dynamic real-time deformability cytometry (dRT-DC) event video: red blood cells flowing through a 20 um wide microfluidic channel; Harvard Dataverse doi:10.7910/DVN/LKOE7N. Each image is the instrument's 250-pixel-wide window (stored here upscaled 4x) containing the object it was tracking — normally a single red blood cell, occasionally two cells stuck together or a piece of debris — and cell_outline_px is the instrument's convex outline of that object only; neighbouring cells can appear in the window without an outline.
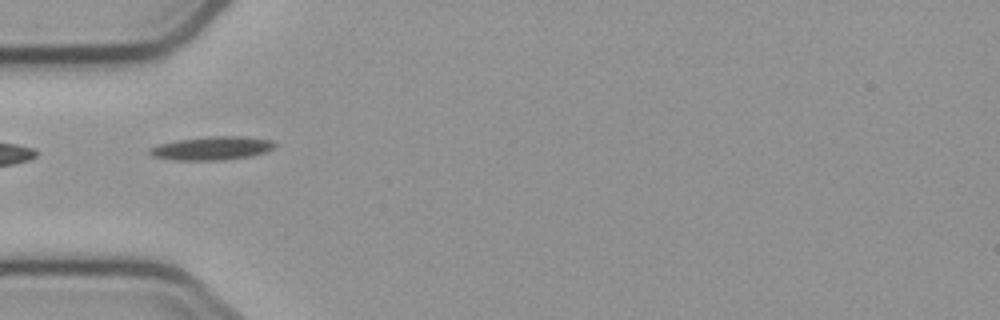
{"species": "common noctule bat (a hibernating species)", "species_latin": "Nyctalus noctula", "temperature_condition": "cold", "stored_images_in_passage": 6, "camera_frame_rate_fps": 3000, "um_per_image_px": 0.085, "animal": {"sex": "male", "body_mass_g": 23.1, "forearm_length_mm": 52.7}, "frame": {"image": 1, "passage_image": 4, "time_ms": 3.333, "image_size_px": [1000, 320], "cell_outline_px": [[276, 144], [272, 148], [264, 152], [252, 156], [224, 160], [172, 160], [152, 156], [148, 152], [148, 148], [160, 144], [176, 140], [212, 136], [240, 136], [272, 140]], "centroid_in_image_um": [17.98, 12.6], "position_along_channel_um": 67.0, "area_um2": 17.11}}
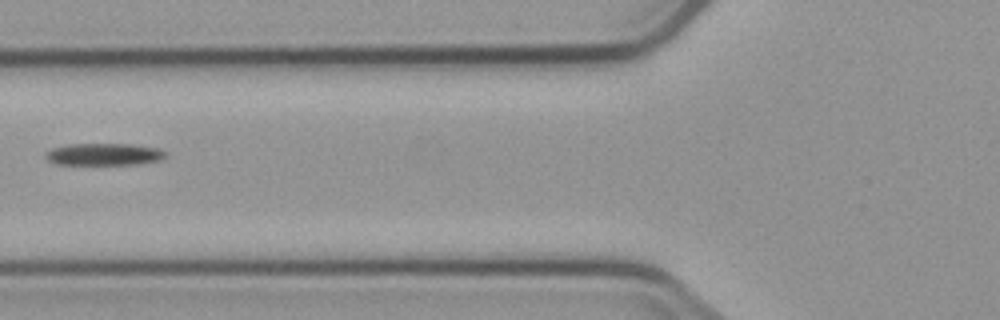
{"frame": {"image": 2, "passage_image": 5, "time_ms": 4.667, "image_size_px": [1000, 320], "cell_outline_px": [[164, 156], [160, 160], [136, 164], [56, 164], [48, 160], [44, 156], [44, 152], [52, 148], [68, 144], [132, 144], [156, 148], [164, 152]], "centroid_in_image_um": [8.76, 13.11], "position_along_channel_um": 117.0, "area_um2": 15.26}}
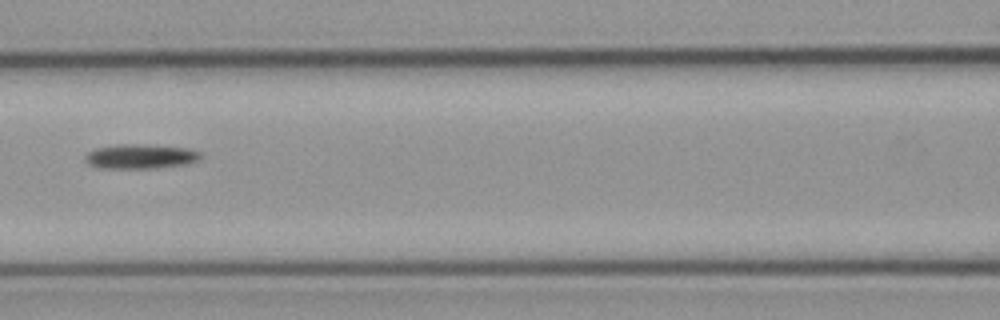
{"frame": {"image": 3, "passage_image": 6, "time_ms": 5.667, "image_size_px": [1000, 320], "cell_outline_px": [[200, 156], [196, 160], [188, 164], [156, 168], [96, 168], [88, 164], [84, 160], [84, 156], [88, 152], [96, 148], [120, 144], [136, 144], [188, 148], [200, 152]], "centroid_in_image_um": [11.88, 13.3], "position_along_channel_um": 154.7, "area_um2": 16.47}}